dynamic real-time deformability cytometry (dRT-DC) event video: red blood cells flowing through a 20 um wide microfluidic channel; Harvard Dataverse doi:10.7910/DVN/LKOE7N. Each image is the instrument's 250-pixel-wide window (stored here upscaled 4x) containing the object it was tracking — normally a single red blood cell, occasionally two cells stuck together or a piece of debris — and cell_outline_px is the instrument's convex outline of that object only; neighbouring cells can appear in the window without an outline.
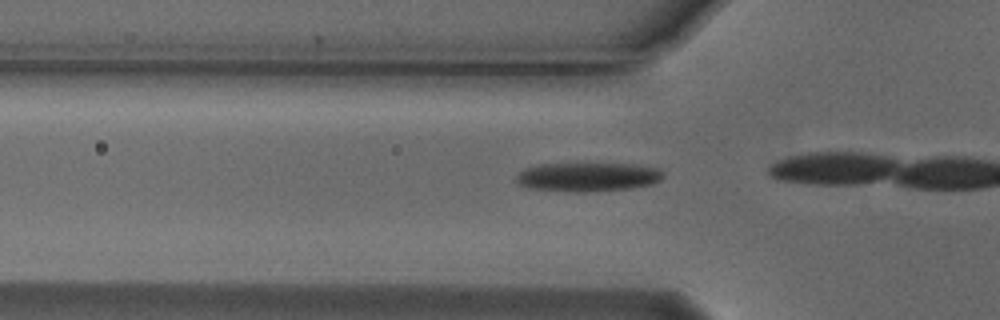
{"species": "Egyptian fruit bat (a non-hibernating species)", "species_latin": "Rousettus aegyptiacus", "temperature_condition": "cold", "stored_images_in_passage": 16, "camera_frame_rate_fps": 3000, "um_per_image_px": 0.085, "animal": {"sex": "male"}, "frame": {"image": 1, "passage_image": 14, "time_ms": 4.333, "image_size_px": [1000, 320], "cell_outline_px": [[664, 176], [660, 180], [652, 184], [632, 188], [592, 192], [576, 192], [528, 188], [520, 184], [516, 180], [516, 176], [524, 168], [536, 164], [640, 164], [660, 168], [664, 172]], "centroid_in_image_um": [50.01, 15.04], "position_along_channel_um": 75.8, "area_um2": 25.09}}